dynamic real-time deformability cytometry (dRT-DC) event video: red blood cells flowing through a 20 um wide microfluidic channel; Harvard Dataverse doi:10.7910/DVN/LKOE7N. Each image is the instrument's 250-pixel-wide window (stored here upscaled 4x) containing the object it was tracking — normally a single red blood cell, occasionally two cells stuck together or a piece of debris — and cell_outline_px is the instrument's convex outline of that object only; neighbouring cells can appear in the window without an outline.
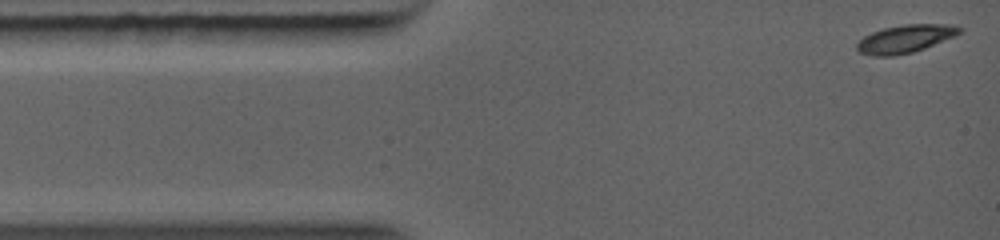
{"species": "common noctule bat (a hibernating species)", "species_latin": "Nyctalus noctula", "temperature_condition": "warm", "stored_images_in_passage": 76, "camera_frame_rate_fps": 5000, "um_per_image_px": 0.085, "animal": {"sex": "female", "body_mass_g": 19.0, "forearm_length_mm": 56.7}, "frame": {"image": 1, "passage_image": 1, "time_ms": 0.0, "image_size_px": [1000, 240], "cell_outline_px": [[964, 28], [960, 32], [952, 36], [924, 48], [912, 52], [892, 56], [872, 56], [860, 52], [856, 48], [856, 44], [864, 36], [872, 32], [884, 28], [904, 24], [948, 24]], "centroid_in_image_um": [76.9, 3.29], "position_along_channel_um": 8.1, "area_um2": 16.42}}
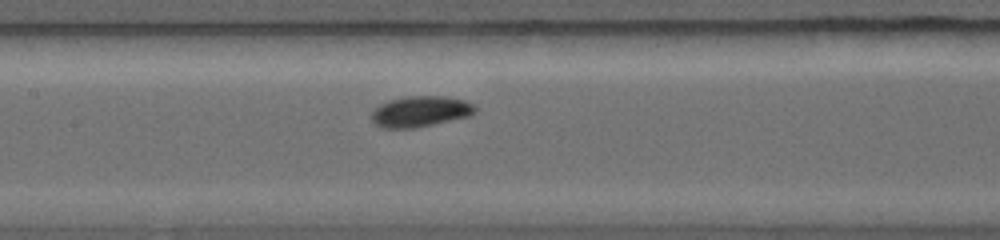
{"frame": {"image": 2, "passage_image": 37, "time_ms": 4.8, "image_size_px": [1000, 240], "cell_outline_px": [[476, 112], [468, 116], [412, 128], [388, 128], [376, 124], [372, 120], [372, 112], [380, 104], [388, 100], [404, 96], [444, 96], [464, 100], [476, 104]], "centroid_in_image_um": [35.75, 9.45], "position_along_channel_um": 171.7, "area_um2": 18.38}}
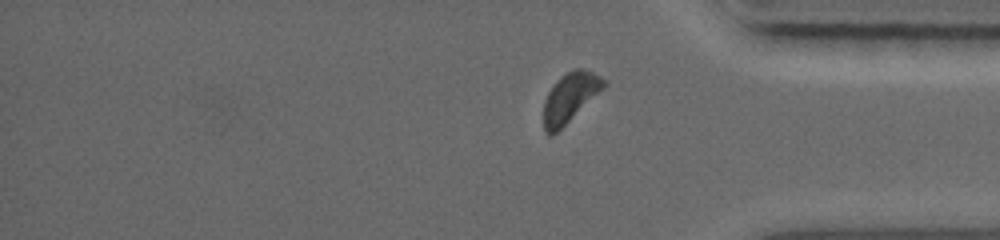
{"frame": {"image": 3, "passage_image": 65, "time_ms": 9.4, "image_size_px": [1000, 240], "cell_outline_px": [[608, 84], [604, 88], [552, 136], [548, 136], [544, 128], [544, 100], [548, 92], [556, 80], [560, 76], [576, 68], [580, 68], [592, 72], [600, 76]], "centroid_in_image_um": [48.44, 8.28], "position_along_channel_um": 386.8, "area_um2": 17.05}}